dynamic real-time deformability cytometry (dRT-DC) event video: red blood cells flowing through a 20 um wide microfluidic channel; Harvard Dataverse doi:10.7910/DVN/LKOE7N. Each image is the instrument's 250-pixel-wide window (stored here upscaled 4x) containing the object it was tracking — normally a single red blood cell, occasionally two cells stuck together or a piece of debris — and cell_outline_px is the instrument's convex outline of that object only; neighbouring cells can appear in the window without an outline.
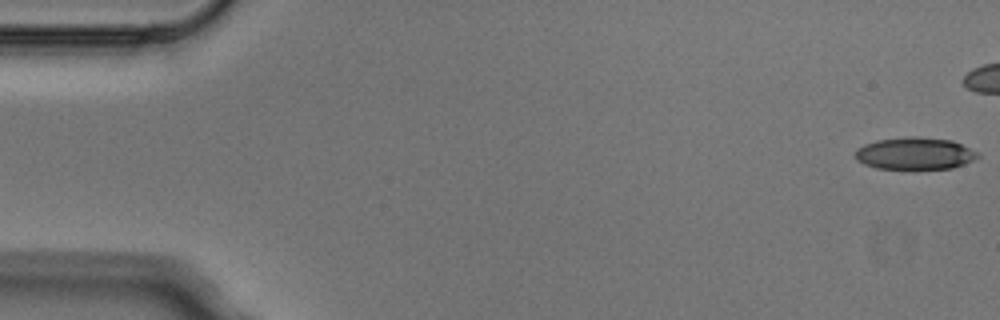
{"species": "Egyptian fruit bat (a non-hibernating species)", "species_latin": "Rousettus aegyptiacus", "temperature_condition": "cold", "stored_images_in_passage": 8, "camera_frame_rate_fps": 3000, "um_per_image_px": 0.085, "animal": {"sex": "male"}, "frame": {"image": 1, "passage_image": 1, "time_ms": 0.0, "image_size_px": [1000, 320], "cell_outline_px": [[980, 156], [964, 164], [952, 168], [876, 168], [864, 164], [856, 160], [856, 148], [864, 144], [876, 140], [908, 136], [916, 136], [952, 140], [980, 152]], "centroid_in_image_um": [77.77, 13.02], "position_along_channel_um": 7.2, "area_um2": 22.95}}
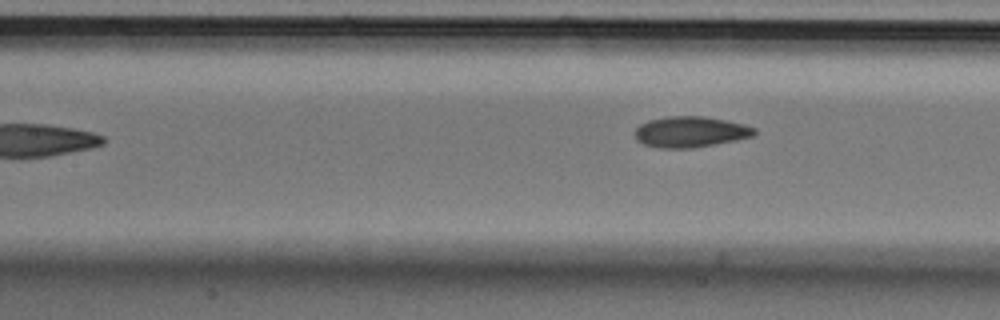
{"frame": {"image": 2, "passage_image": 8, "time_ms": 2.333, "image_size_px": [1000, 320], "cell_outline_px": [[756, 136], [736, 140], [692, 148], [660, 148], [644, 144], [636, 140], [632, 132], [640, 124], [648, 120], [668, 116], [704, 116], [744, 124], [756, 128]], "centroid_in_image_um": [58.67, 11.21], "position_along_channel_um": 148.7, "area_um2": 21.68}}